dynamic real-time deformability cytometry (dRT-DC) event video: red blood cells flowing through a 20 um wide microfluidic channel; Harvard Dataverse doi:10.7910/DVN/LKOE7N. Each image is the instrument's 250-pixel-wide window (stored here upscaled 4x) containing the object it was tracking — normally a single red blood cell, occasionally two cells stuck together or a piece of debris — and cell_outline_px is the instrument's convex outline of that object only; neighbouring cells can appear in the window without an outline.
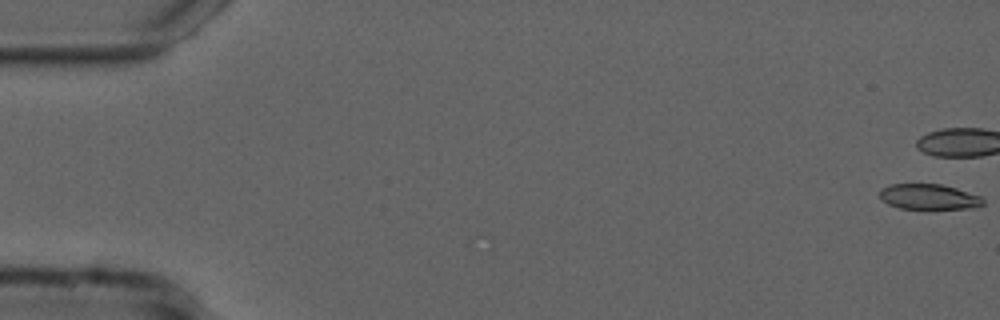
{"species": "common noctule bat (a hibernating species)", "species_latin": "Nyctalus noctula", "temperature_condition": "cold", "stored_images_in_passage": 43, "camera_frame_rate_fps": 3000, "um_per_image_px": 0.085, "animal": {"sex": "male", "forearm_length_mm": 52.5}, "frame": {"image": 1, "passage_image": 1, "time_ms": 0.0, "image_size_px": [1000, 320], "cell_outline_px": [[984, 204], [972, 208], [900, 208], [888, 204], [880, 196], [880, 188], [892, 184], [940, 184], [956, 188], [980, 196], [984, 200]], "centroid_in_image_um": [78.95, 16.71], "position_along_channel_um": 6.1, "area_um2": 15.03}}